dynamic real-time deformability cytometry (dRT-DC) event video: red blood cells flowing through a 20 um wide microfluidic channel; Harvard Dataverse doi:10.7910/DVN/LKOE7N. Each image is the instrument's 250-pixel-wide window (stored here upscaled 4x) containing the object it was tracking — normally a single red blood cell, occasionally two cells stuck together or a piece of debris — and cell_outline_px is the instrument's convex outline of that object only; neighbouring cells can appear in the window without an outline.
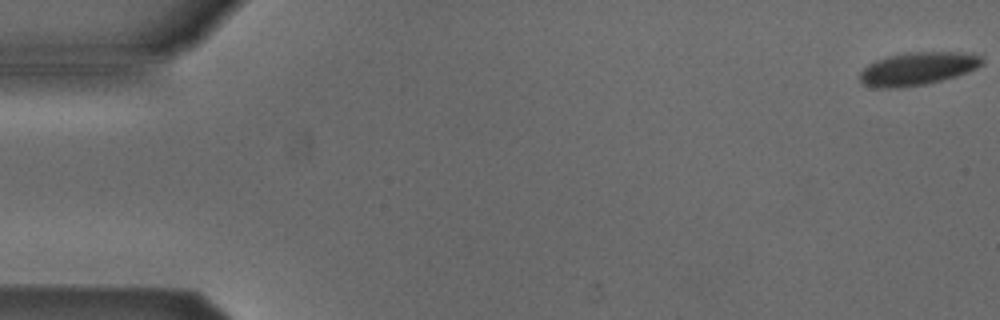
{"species": "Egyptian fruit bat (a non-hibernating species)", "species_latin": "Rousettus aegyptiacus", "temperature_condition": "cold", "stored_images_in_passage": 54, "camera_frame_rate_fps": 3000, "um_per_image_px": 0.085, "animal": {"sex": "male"}, "frame": {"image": 1, "passage_image": 1, "time_ms": 0.0, "image_size_px": [1000, 320], "cell_outline_px": [[984, 64], [968, 72], [956, 76], [924, 84], [896, 88], [876, 88], [864, 84], [860, 80], [860, 72], [868, 64], [876, 60], [888, 56], [904, 52], [972, 52], [984, 56]], "centroid_in_image_um": [78.05, 5.81], "position_along_channel_um": 7.0, "area_um2": 23.7}}
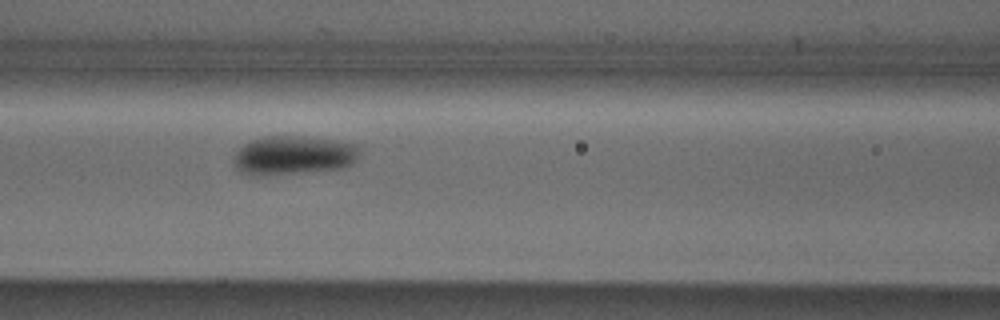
{"frame": {"image": 2, "passage_image": 23, "time_ms": 7.333, "image_size_px": [1000, 320], "cell_outline_px": [[360, 156], [348, 168], [300, 172], [244, 172], [236, 168], [232, 160], [236, 152], [244, 144], [260, 136], [304, 136], [336, 140], [356, 144], [360, 148]], "centroid_in_image_um": [25.06, 13.14], "position_along_channel_um": 141.5, "area_um2": 28.03}}
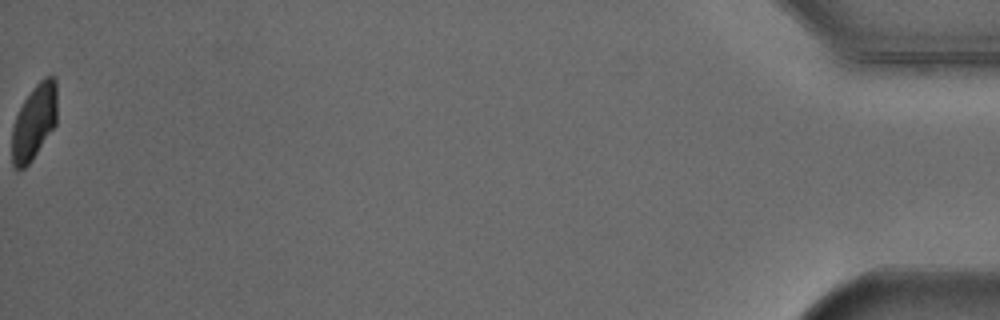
{"frame": {"image": 3, "passage_image": 54, "time_ms": 17.667, "image_size_px": [1000, 320], "cell_outline_px": [[56, 124], [32, 160], [24, 168], [16, 168], [12, 164], [12, 128], [16, 116], [24, 100], [32, 88], [44, 76], [52, 76], [56, 80]], "centroid_in_image_um": [2.9, 10.35], "position_along_channel_um": 432.3, "area_um2": 19.65}}